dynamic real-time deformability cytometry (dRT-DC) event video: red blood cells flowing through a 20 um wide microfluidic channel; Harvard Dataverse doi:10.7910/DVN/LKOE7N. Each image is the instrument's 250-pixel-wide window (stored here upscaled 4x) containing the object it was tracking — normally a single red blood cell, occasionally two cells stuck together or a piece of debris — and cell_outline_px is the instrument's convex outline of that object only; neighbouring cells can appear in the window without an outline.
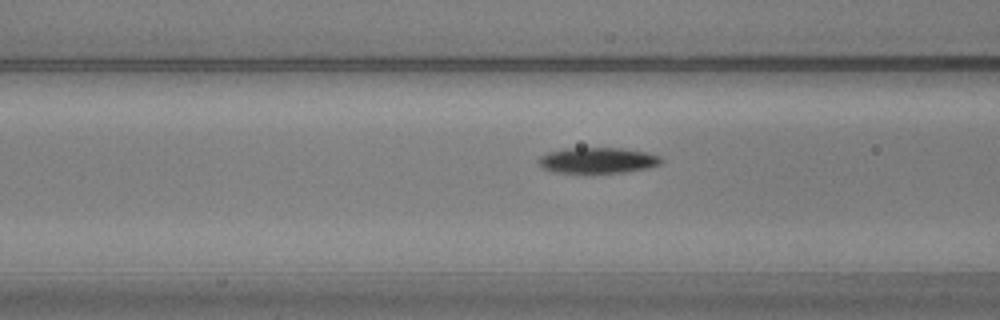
{"species": "common noctule bat (a hibernating species)", "species_latin": "Nyctalus noctula", "temperature_condition": "warm", "stored_images_in_passage": 40, "camera_frame_rate_fps": 3000, "um_per_image_px": 0.085, "animal": {"sex": "male", "body_mass_g": 20.5, "forearm_length_mm": 52.5}, "frame": {"image": 1, "passage_image": 5, "time_ms": 1.333, "image_size_px": [1000, 320], "cell_outline_px": [[664, 160], [660, 164], [648, 168], [624, 172], [552, 172], [540, 168], [536, 160], [540, 156], [548, 152], [564, 148], [624, 148], [648, 152], [660, 156]], "centroid_in_image_um": [50.78, 13.62], "position_along_channel_um": 115.8, "area_um2": 18.61}}
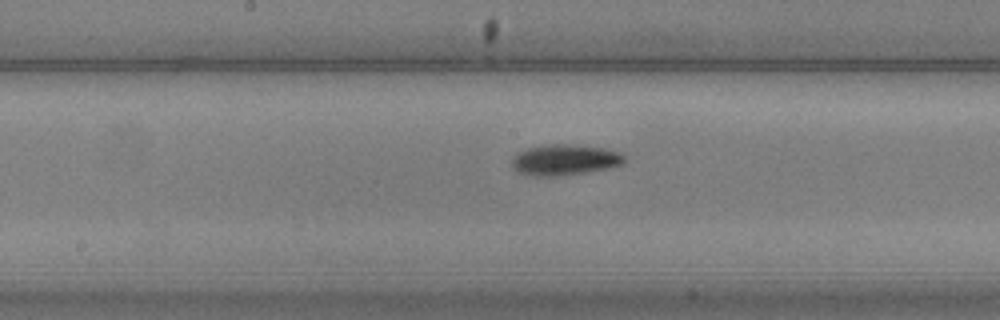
{"frame": {"image": 2, "passage_image": 12, "time_ms": 3.667, "image_size_px": [1000, 320], "cell_outline_px": [[624, 164], [608, 168], [584, 172], [556, 176], [532, 176], [520, 172], [512, 164], [512, 160], [516, 152], [528, 148], [548, 144], [564, 144], [604, 148], [616, 152], [624, 156]], "centroid_in_image_um": [47.98, 13.58], "position_along_channel_um": 200.2, "area_um2": 19.83}}
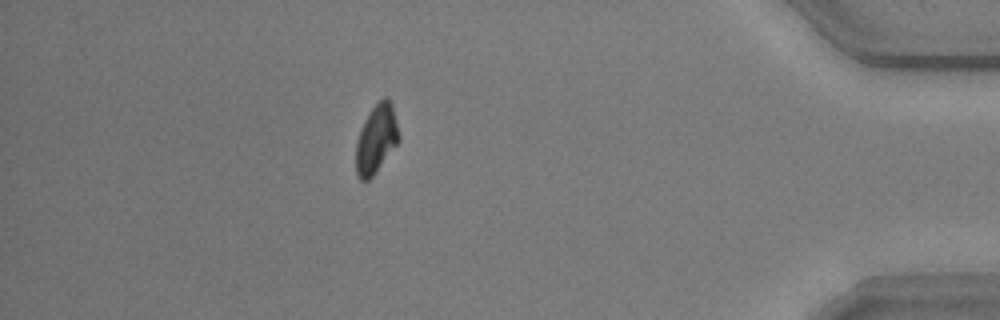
{"frame": {"image": 3, "passage_image": 33, "time_ms": 10.667, "image_size_px": [1000, 320], "cell_outline_px": [[400, 140], [372, 176], [368, 180], [360, 180], [356, 176], [356, 140], [360, 128], [364, 120], [372, 108], [384, 96], [392, 104], [400, 136]], "centroid_in_image_um": [31.97, 11.82], "position_along_channel_um": 403.2, "area_um2": 17.05}, "authors_computed_cell_mechanics": {"area_um2": 18.3226, "velocity_mm_per_s": 3.604, "shape_relaxation_time_tau1_ms": 2.4716, "shape_relaxation_time_tau2_ms": 10.5545, "deformation_change_tau1": 0.1185, "deformation_change_tau2": 0.1256}}